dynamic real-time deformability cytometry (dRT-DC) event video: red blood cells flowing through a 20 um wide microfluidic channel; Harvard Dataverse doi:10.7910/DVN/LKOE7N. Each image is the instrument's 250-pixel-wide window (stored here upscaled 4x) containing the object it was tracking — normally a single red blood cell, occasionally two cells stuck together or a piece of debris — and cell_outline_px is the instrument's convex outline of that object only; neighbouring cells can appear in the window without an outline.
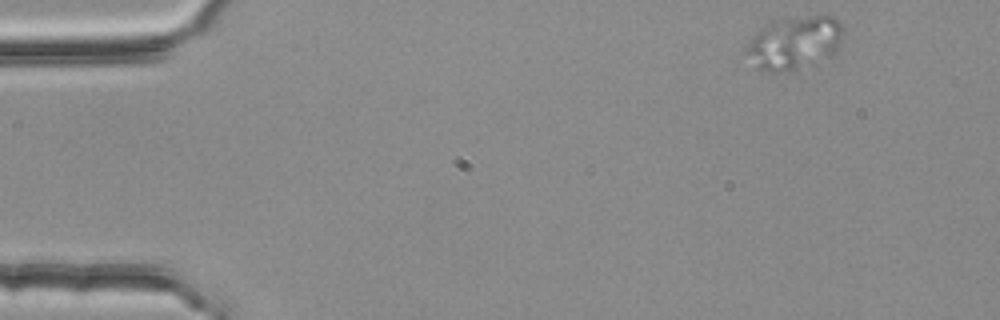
{"species": "common noctule bat (a hibernating species)", "species_latin": "Nyctalus noctula", "temperature_condition": "room temperature", "stored_images_in_passage": 3, "camera_frame_rate_fps": 3000, "um_per_image_px": 0.085, "animal": {"sex": "female", "body_mass_g": 25.1}, "frame": {"image": 1, "passage_image": 1, "time_ms": 0.0, "image_size_px": [1000, 320], "cell_outline_px": [[844, 28], [840, 44], [836, 52], [832, 56], [816, 64], [796, 72], [772, 72], [756, 68], [744, 52], [744, 48], [752, 36], [764, 24], [784, 20], [816, 16], [832, 16]], "centroid_in_image_um": [67.52, 3.71], "position_along_channel_um": 17.5, "area_um2": 30.4}}
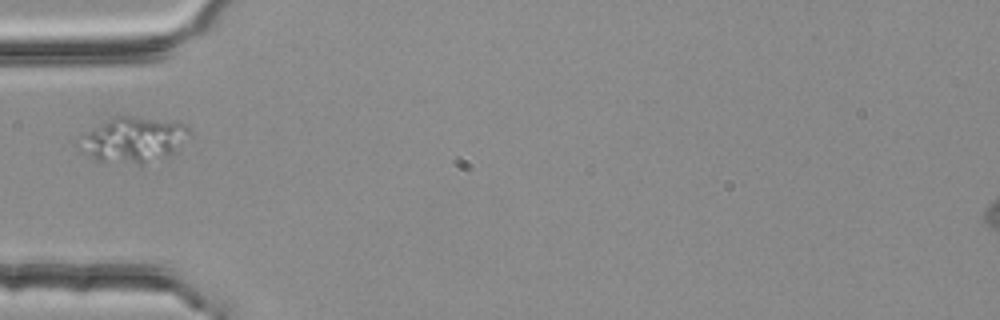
{"frame": {"image": 2, "passage_image": 3, "time_ms": 0.667, "image_size_px": [1000, 320], "cell_outline_px": [[192, 132], [168, 156], [140, 164], [136, 164], [100, 160], [76, 148], [76, 144], [84, 136], [116, 116], [128, 116], [184, 124]], "centroid_in_image_um": [11.34, 11.89], "position_along_channel_um": 73.7, "area_um2": 27.69}}